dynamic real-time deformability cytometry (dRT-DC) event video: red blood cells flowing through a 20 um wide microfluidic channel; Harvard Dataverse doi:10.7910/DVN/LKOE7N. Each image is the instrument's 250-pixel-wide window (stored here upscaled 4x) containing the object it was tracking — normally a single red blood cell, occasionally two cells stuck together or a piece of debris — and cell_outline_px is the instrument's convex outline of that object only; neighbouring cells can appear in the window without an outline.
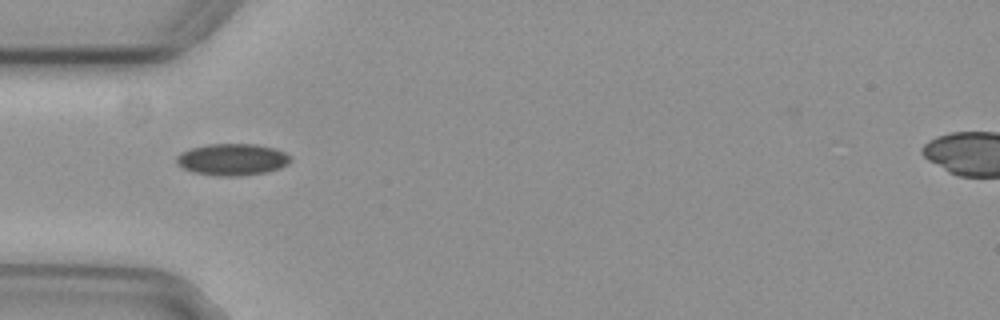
{"species": "common noctule bat (a hibernating species)", "species_latin": "Nyctalus noctula", "temperature_condition": "cold", "stored_images_in_passage": 35, "camera_frame_rate_fps": 3000, "um_per_image_px": 0.085, "animal": {"sex": "female", "body_mass_g": 29.2, "forearm_length_mm": 56.3}, "frame": {"image": 1, "passage_image": 1, "time_ms": 0.0, "image_size_px": [1000, 320], "cell_outline_px": [[292, 160], [288, 164], [280, 168], [268, 172], [236, 176], [220, 176], [192, 172], [176, 164], [176, 156], [180, 152], [192, 148], [208, 144], [256, 144], [276, 148], [284, 152]], "centroid_in_image_um": [19.74, 13.55], "position_along_channel_um": 65.3, "area_um2": 21.15}}
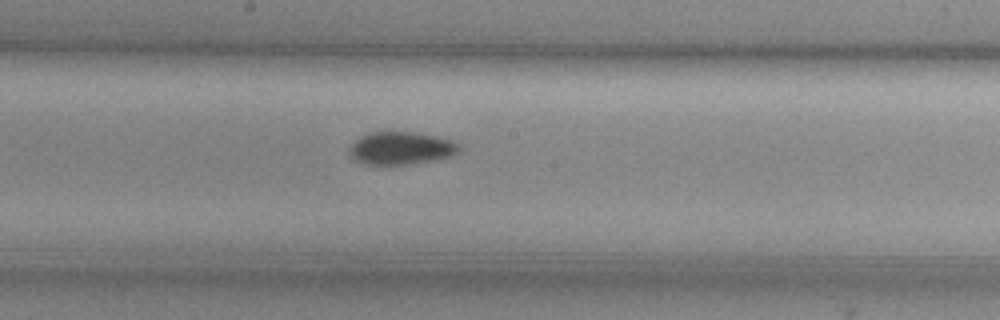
{"frame": {"image": 2, "passage_image": 13, "time_ms": 4.0, "image_size_px": [1000, 320], "cell_outline_px": [[460, 148], [452, 156], [432, 160], [408, 164], [364, 164], [356, 160], [352, 156], [352, 144], [356, 140], [372, 132], [412, 132], [452, 140], [460, 144]], "centroid_in_image_um": [34.13, 12.6], "position_along_channel_um": 214.1, "area_um2": 20.29}}
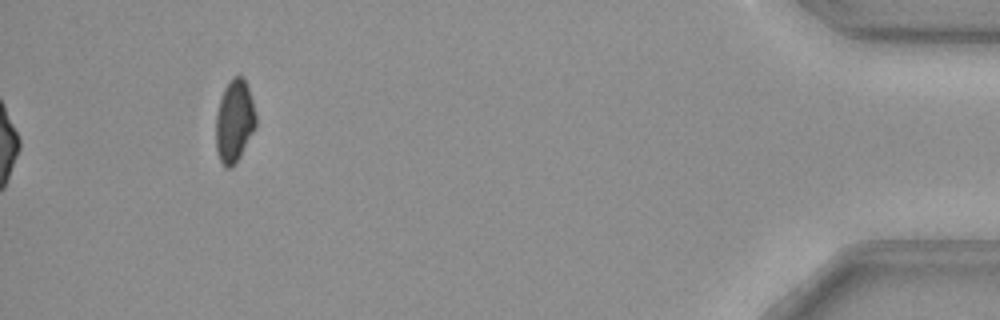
{"frame": {"image": 3, "passage_image": 35, "time_ms": 11.333, "image_size_px": [1000, 320], "cell_outline_px": [[256, 128], [236, 164], [232, 168], [228, 168], [220, 160], [216, 148], [216, 112], [224, 88], [228, 80], [232, 76], [240, 76], [244, 80], [248, 88], [256, 112]], "centroid_in_image_um": [19.93, 10.3], "position_along_channel_um": 415.3, "area_um2": 19.36}, "authors_computed_cell_mechanics": {"area_um2": 20.5768, "velocity_mm_per_s": 3.7372, "shape_relaxation_time_tau1_ms": 10.4203, "shape_relaxation_time_tau2_ms": null, "deformation_change_tau1": 0.1195, "deformation_change_tau2": null}}